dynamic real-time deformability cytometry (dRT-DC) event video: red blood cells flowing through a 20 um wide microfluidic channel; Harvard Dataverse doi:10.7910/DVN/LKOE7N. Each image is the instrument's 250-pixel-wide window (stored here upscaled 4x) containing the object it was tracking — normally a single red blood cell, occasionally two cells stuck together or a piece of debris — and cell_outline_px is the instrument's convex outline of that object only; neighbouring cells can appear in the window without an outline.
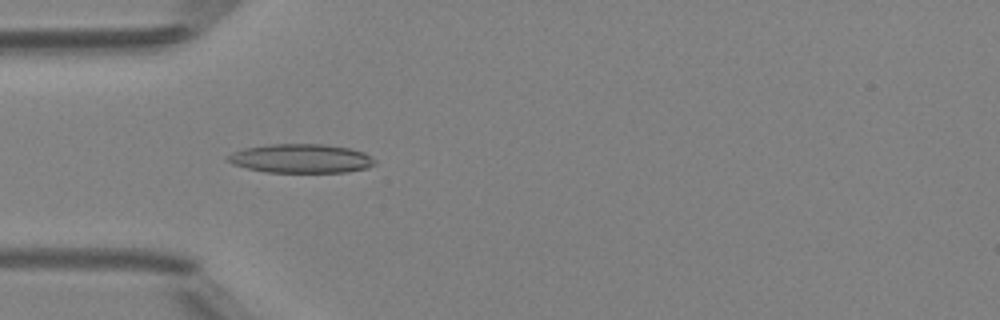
{"species": "Egyptian fruit bat (a non-hibernating species)", "species_latin": "Rousettus aegyptiacus", "temperature_condition": "room temperature", "stored_images_in_passage": 50, "camera_frame_rate_fps": 3000, "um_per_image_px": 0.085, "animal": {"sex": "female"}, "frame": {"image": 1, "passage_image": 16, "time_ms": 5.0, "image_size_px": [1000, 320], "cell_outline_px": [[376, 164], [368, 168], [348, 172], [264, 172], [232, 164], [224, 160], [224, 156], [232, 152], [244, 148], [268, 144], [324, 144], [352, 148], [364, 152], [376, 160]], "centroid_in_image_um": [25.57, 13.47], "position_along_channel_um": 59.4, "area_um2": 25.2}}
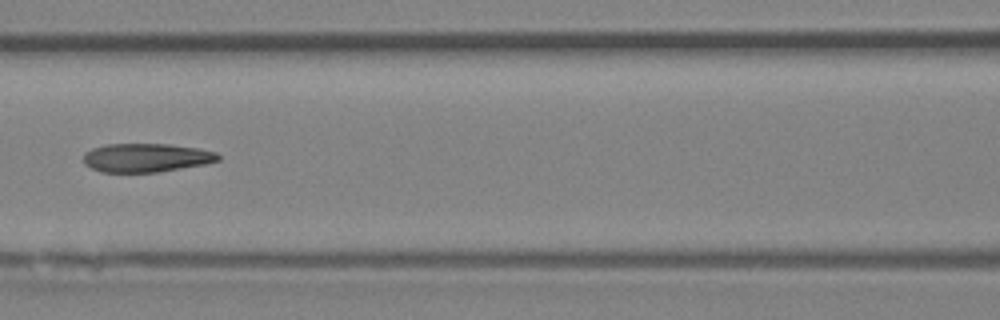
{"frame": {"image": 2, "passage_image": 23, "time_ms": 7.333, "image_size_px": [1000, 320], "cell_outline_px": [[220, 160], [204, 164], [156, 172], [100, 172], [84, 164], [84, 152], [92, 148], [104, 144], [168, 144], [200, 148], [216, 152], [220, 156]], "centroid_in_image_um": [12.41, 13.39], "position_along_channel_um": 154.2, "area_um2": 22.54}}
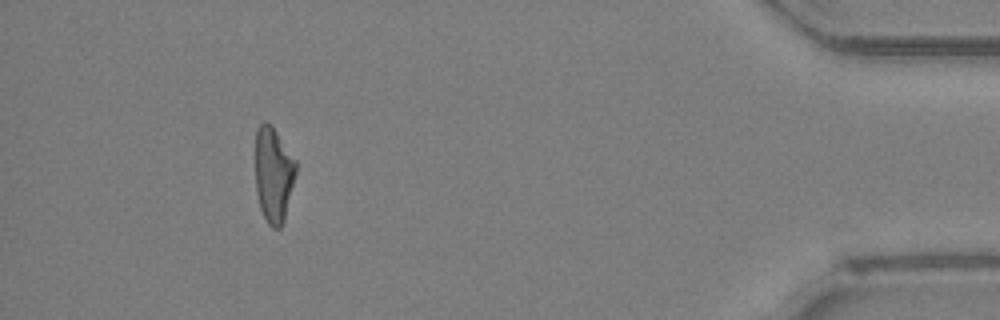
{"frame": {"image": 3, "passage_image": 46, "time_ms": 15.0, "image_size_px": [1000, 320], "cell_outline_px": [[296, 172], [284, 220], [280, 228], [272, 228], [268, 224], [260, 208], [256, 192], [256, 128], [264, 120], [272, 124], [296, 160]], "centroid_in_image_um": [23.24, 14.8], "position_along_channel_um": 412.0, "area_um2": 22.6}, "authors_computed_cell_mechanics": {"area_um2": 23.3223, "velocity_mm_per_s": 4.1901, "shape_relaxation_time_tau1_ms": null, "shape_relaxation_time_tau2_ms": 3.2874, "deformation_change_tau1": null, "deformation_change_tau2": 0.128}}